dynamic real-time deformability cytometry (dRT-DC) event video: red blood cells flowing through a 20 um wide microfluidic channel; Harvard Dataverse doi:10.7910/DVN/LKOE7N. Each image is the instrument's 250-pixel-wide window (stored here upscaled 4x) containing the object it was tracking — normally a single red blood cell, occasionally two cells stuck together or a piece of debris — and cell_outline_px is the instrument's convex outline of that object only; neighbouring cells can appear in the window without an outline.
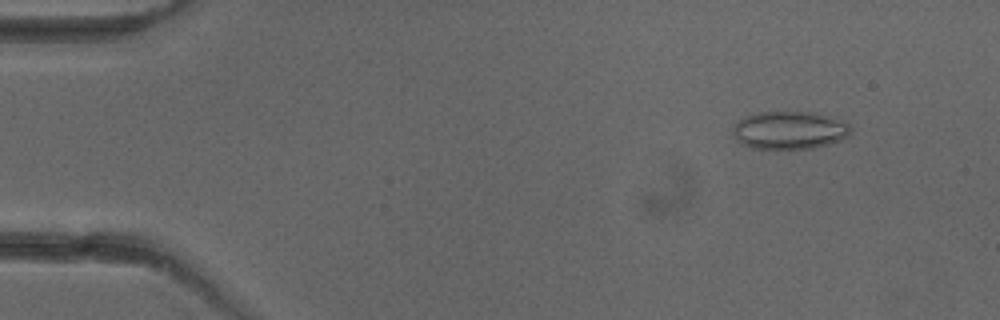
{"species": "common noctule bat (a hibernating species)", "species_latin": "Nyctalus noctula", "temperature_condition": "cold", "stored_images_in_passage": 52, "camera_frame_rate_fps": 3000, "um_per_image_px": 0.085, "animal": {"sex": "female"}, "frame": {"image": 1, "passage_image": 6, "time_ms": 1.667, "image_size_px": [1000, 320], "cell_outline_px": [[852, 128], [848, 136], [840, 140], [828, 144], [812, 148], [776, 152], [748, 148], [740, 144], [736, 140], [732, 132], [732, 124], [744, 116], [756, 112], [816, 112], [844, 120]], "centroid_in_image_um": [67.04, 11.11], "position_along_channel_um": 18.0, "area_um2": 27.34}}
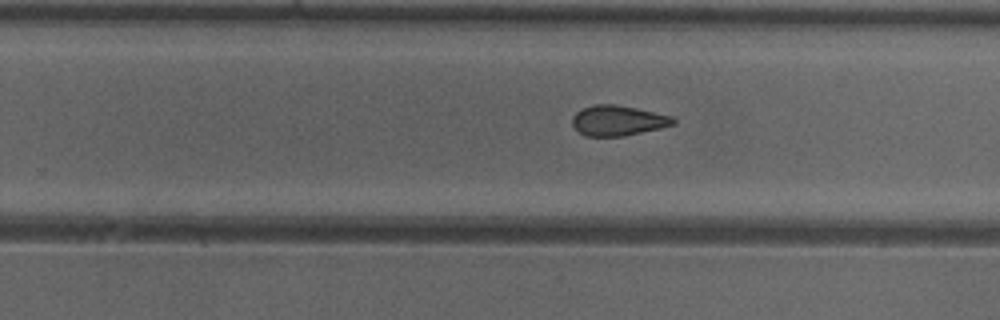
{"frame": {"image": 2, "passage_image": 33, "time_ms": 10.667, "image_size_px": [1000, 320], "cell_outline_px": [[676, 124], [660, 128], [624, 136], [584, 136], [572, 124], [572, 116], [576, 112], [592, 104], [616, 104], [636, 108], [672, 116], [676, 120]], "centroid_in_image_um": [52.53, 10.24], "position_along_channel_um": 277.3, "area_um2": 17.8}}
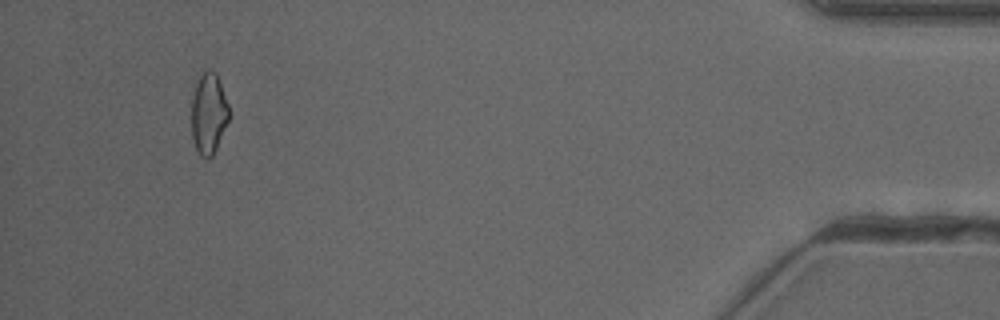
{"frame": {"image": 3, "passage_image": 49, "time_ms": 16.0, "image_size_px": [1000, 320], "cell_outline_px": [[228, 120], [216, 148], [212, 156], [200, 156], [192, 140], [192, 96], [196, 84], [200, 76], [208, 68], [212, 68], [216, 72], [228, 104]], "centroid_in_image_um": [17.72, 9.61], "position_along_channel_um": 417.5, "area_um2": 17.4}, "authors_computed_cell_mechanics": {"area_um2": 18.8428, "velocity_mm_per_s": 3.9909, "shape_relaxation_time_tau1_ms": null, "shape_relaxation_time_tau2_ms": 2.5065, "deformation_change_tau1": null, "deformation_change_tau2": 0.0832}}